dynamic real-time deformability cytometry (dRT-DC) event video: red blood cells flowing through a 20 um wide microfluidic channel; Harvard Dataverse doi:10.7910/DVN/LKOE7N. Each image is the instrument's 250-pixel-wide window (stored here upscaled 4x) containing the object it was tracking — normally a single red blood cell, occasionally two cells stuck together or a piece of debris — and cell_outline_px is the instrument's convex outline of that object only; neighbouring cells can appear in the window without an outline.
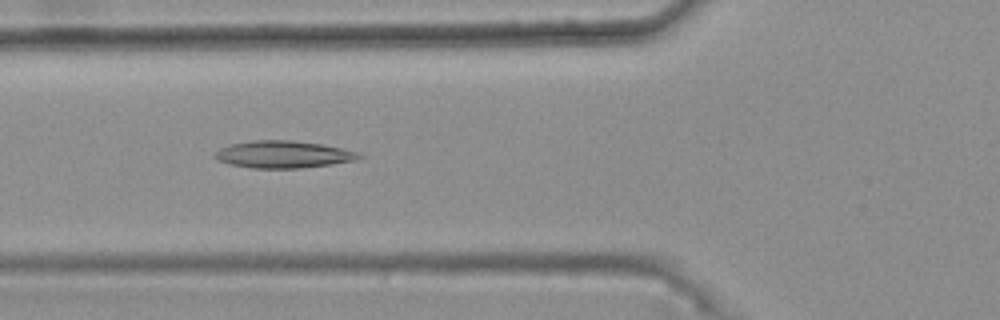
{"species": "common noctule bat (a hibernating species)", "species_latin": "Nyctalus noctula", "temperature_condition": "warm", "stored_images_in_passage": 47, "camera_frame_rate_fps": 3000, "um_per_image_px": 0.085, "animal": {"sex": "female", "body_mass_g": 25.1}, "frame": {"image": 1, "passage_image": 20, "time_ms": 6.333, "image_size_px": [1000, 320], "cell_outline_px": [[364, 156], [356, 160], [332, 164], [300, 168], [252, 168], [228, 164], [216, 160], [212, 156], [220, 148], [228, 144], [252, 140], [292, 140], [320, 144], [340, 148], [356, 152]], "centroid_in_image_um": [24.01, 13.12], "position_along_channel_um": 101.8, "area_um2": 22.89}}
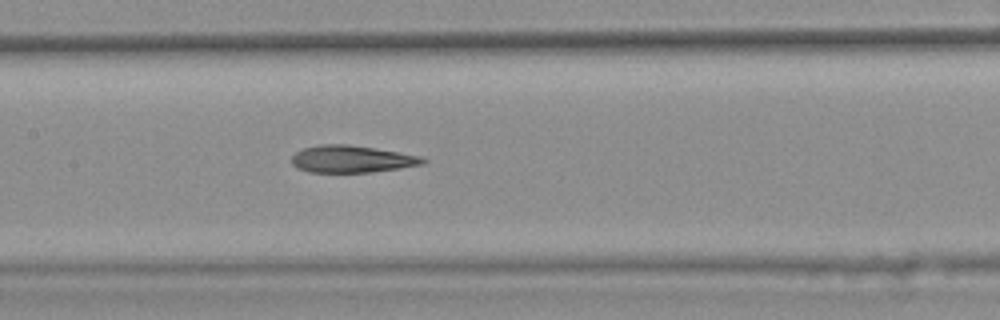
{"frame": {"image": 2, "passage_image": 26, "time_ms": 8.333, "image_size_px": [1000, 320], "cell_outline_px": [[428, 160], [424, 164], [400, 168], [372, 172], [308, 172], [296, 168], [292, 164], [292, 156], [296, 152], [304, 148], [320, 144], [348, 144], [400, 152], [424, 156]], "centroid_in_image_um": [29.93, 13.52], "position_along_channel_um": 177.5, "area_um2": 20.92}}
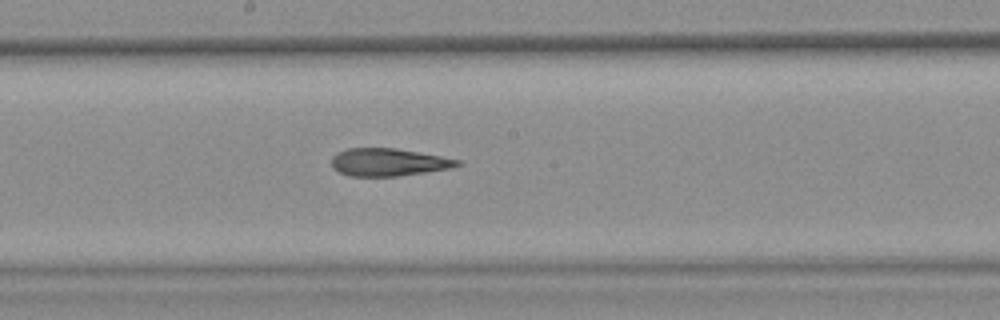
{"frame": {"image": 3, "passage_image": 29, "time_ms": 9.333, "image_size_px": [1000, 320], "cell_outline_px": [[464, 164], [452, 168], [396, 176], [348, 176], [332, 168], [332, 156], [336, 152], [348, 148], [396, 148], [440, 156], [460, 160]], "centroid_in_image_um": [33.0, 13.78], "position_along_channel_um": 215.2, "area_um2": 20.29}, "authors_computed_cell_mechanics": {"area_um2": 22.0218, "velocity_mm_per_s": 3.7819, "shape_relaxation_time_tau1_ms": null, "shape_relaxation_time_tau2_ms": 4.0814, "deformation_change_tau1": null, "deformation_change_tau2": 0.1563}}